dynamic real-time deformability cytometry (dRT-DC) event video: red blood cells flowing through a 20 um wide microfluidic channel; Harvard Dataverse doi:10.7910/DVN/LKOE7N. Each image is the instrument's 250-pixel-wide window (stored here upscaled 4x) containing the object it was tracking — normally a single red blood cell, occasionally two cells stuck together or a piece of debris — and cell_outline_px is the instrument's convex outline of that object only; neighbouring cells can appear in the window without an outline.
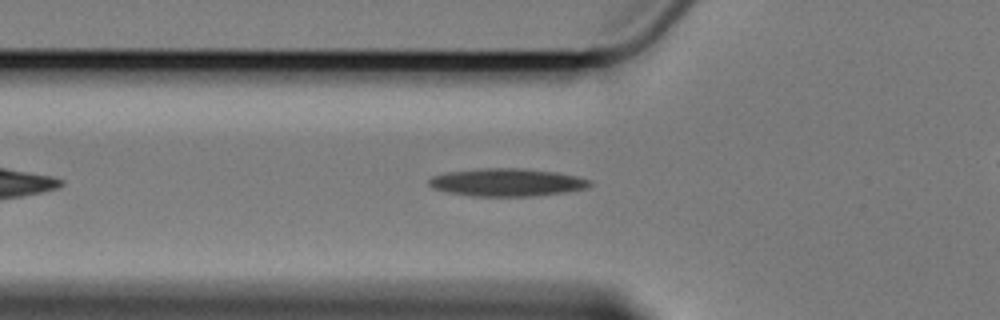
{"species": "Egyptian fruit bat (a non-hibernating species)", "species_latin": "Rousettus aegyptiacus", "temperature_condition": "cold", "stored_images_in_passage": 39, "camera_frame_rate_fps": 3000, "um_per_image_px": 0.085, "animal": {"sex": "female"}, "frame": {"image": 1, "passage_image": 8, "time_ms": 2.333, "image_size_px": [1000, 320], "cell_outline_px": [[592, 184], [588, 188], [568, 192], [536, 196], [472, 196], [448, 192], [436, 188], [428, 184], [428, 180], [432, 176], [448, 172], [480, 168], [520, 168], [556, 172], [576, 176], [592, 180]], "centroid_in_image_um": [43.15, 15.5], "position_along_channel_um": 82.7, "area_um2": 26.13}}
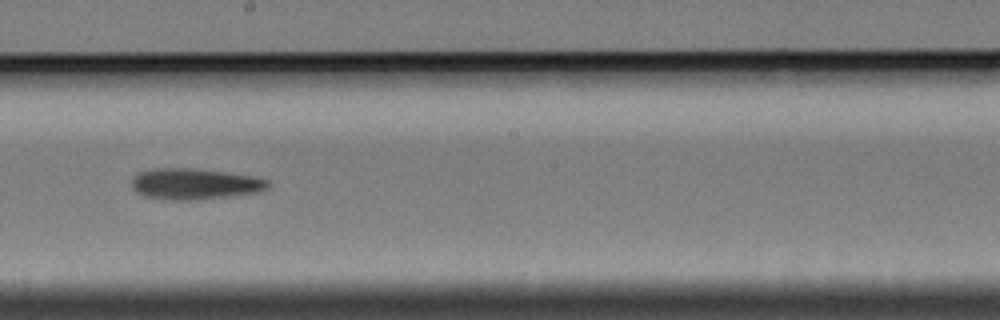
{"frame": {"image": 2, "passage_image": 21, "time_ms": 6.667, "image_size_px": [1000, 320], "cell_outline_px": [[272, 184], [268, 188], [260, 192], [196, 200], [164, 200], [144, 196], [136, 192], [132, 188], [132, 176], [140, 172], [156, 168], [192, 168], [224, 172], [252, 176], [268, 180]], "centroid_in_image_um": [16.54, 15.64], "position_along_channel_um": 231.7, "area_um2": 24.8}}
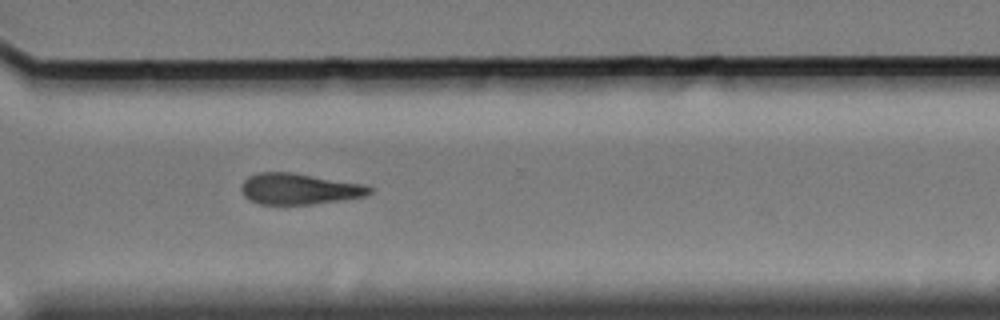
{"frame": {"image": 3, "passage_image": 31, "time_ms": 10.0, "image_size_px": [1000, 320], "cell_outline_px": [[372, 192], [364, 196], [344, 200], [312, 204], [260, 204], [248, 200], [244, 196], [240, 188], [244, 180], [248, 176], [260, 172], [288, 172], [360, 184], [372, 188]], "centroid_in_image_um": [25.36, 16.07], "position_along_channel_um": 345.2, "area_um2": 22.89}}